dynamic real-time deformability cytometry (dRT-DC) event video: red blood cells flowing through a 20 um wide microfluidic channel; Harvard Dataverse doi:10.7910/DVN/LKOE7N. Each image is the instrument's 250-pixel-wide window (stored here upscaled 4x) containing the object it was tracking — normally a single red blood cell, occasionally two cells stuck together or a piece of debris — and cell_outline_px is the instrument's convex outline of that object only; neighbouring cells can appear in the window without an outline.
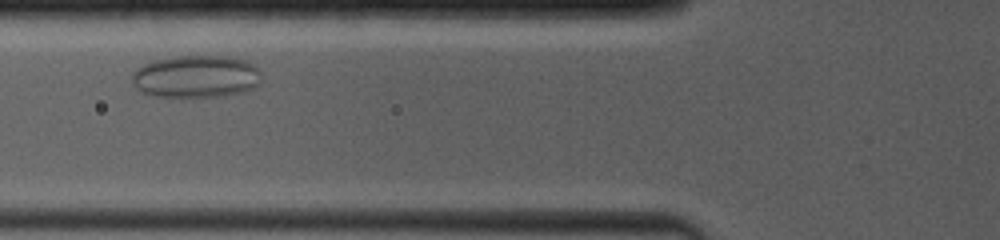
{"species": "common noctule bat (a hibernating species)", "species_latin": "Nyctalus noctula", "temperature_condition": "room temperature", "stored_images_in_passage": 34, "camera_frame_rate_fps": 4000, "um_per_image_px": 0.085, "animal": {"sex": "female", "body_mass_g": 19.0, "forearm_length_mm": 53.3}, "frame": {"image": 1, "passage_image": 5, "time_ms": 1.75, "image_size_px": [1000, 240], "cell_outline_px": [[260, 84], [256, 88], [244, 92], [216, 96], [152, 96], [140, 92], [132, 84], [132, 72], [136, 68], [144, 64], [156, 60], [176, 56], [228, 56], [248, 60], [260, 68]], "centroid_in_image_um": [16.69, 6.49], "position_along_channel_um": 109.1, "area_um2": 32.37}}
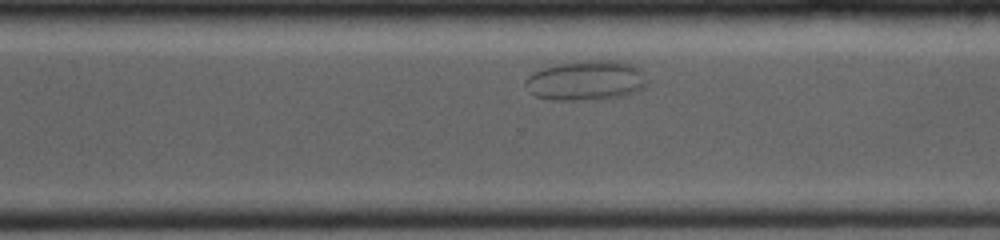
{"frame": {"image": 2, "passage_image": 23, "time_ms": 7.75, "image_size_px": [1000, 240], "cell_outline_px": [[644, 88], [624, 96], [580, 100], [552, 100], [536, 96], [528, 92], [524, 84], [524, 80], [532, 72], [544, 68], [560, 64], [588, 60], [620, 60], [632, 64], [640, 72], [644, 80]], "centroid_in_image_um": [49.75, 6.84], "position_along_channel_um": 320.9, "area_um2": 27.98}}
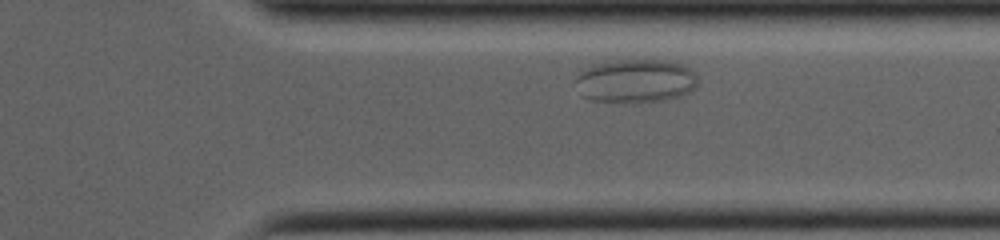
{"frame": {"image": 3, "passage_image": 29, "time_ms": 8.75, "image_size_px": [1000, 240], "cell_outline_px": [[696, 88], [680, 96], [664, 100], [636, 104], [632, 104], [588, 100], [584, 96], [576, 80], [576, 76], [580, 72], [596, 64], [620, 60], [664, 60], [680, 64], [688, 68], [696, 76]], "centroid_in_image_um": [54.04, 6.91], "position_along_channel_um": 357.4, "area_um2": 30.98}}